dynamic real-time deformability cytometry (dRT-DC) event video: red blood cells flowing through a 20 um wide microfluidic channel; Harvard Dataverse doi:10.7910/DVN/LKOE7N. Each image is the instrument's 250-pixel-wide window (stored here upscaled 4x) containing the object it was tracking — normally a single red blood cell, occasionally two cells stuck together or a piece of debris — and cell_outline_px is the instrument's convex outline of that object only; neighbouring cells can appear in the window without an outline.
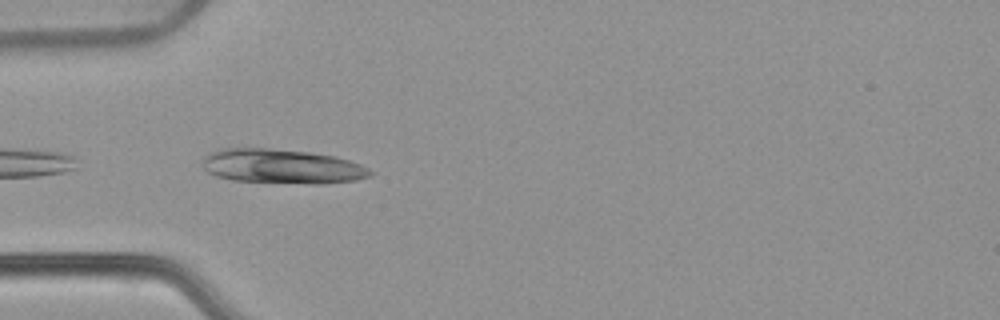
{"species": "common noctule bat (a hibernating species)", "species_latin": "Nyctalus noctula", "temperature_condition": "warm", "stored_images_in_passage": 22, "camera_frame_rate_fps": 3000, "um_per_image_px": 0.085, "animal": {"sex": "female", "body_mass_g": 22.7, "forearm_length_mm": 54.2}, "frame": {"image": 1, "passage_image": 2, "time_ms": 0.333, "image_size_px": [1000, 320], "cell_outline_px": [[372, 176], [356, 180], [320, 184], [316, 184], [232, 180], [216, 176], [208, 172], [204, 168], [204, 156], [220, 148], [268, 148], [308, 152], [336, 156], [360, 164], [368, 168], [372, 172]], "centroid_in_image_um": [23.98, 14.14], "position_along_channel_um": 61.0, "area_um2": 33.58}}
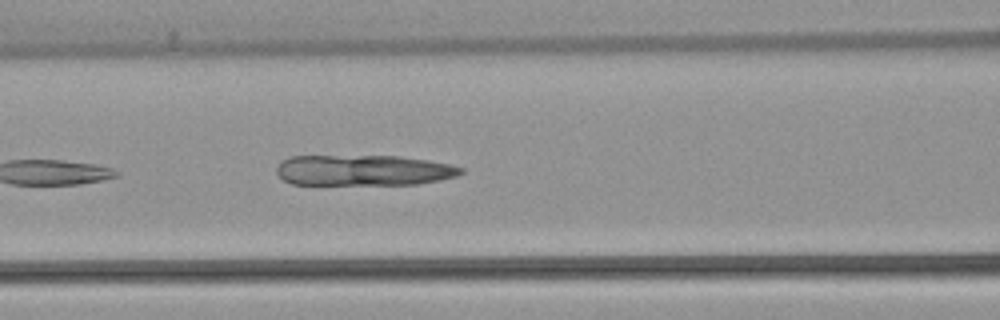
{"frame": {"image": 2, "passage_image": 8, "time_ms": 2.333, "image_size_px": [1000, 320], "cell_outline_px": [[464, 172], [456, 176], [440, 180], [416, 184], [292, 184], [284, 180], [276, 172], [276, 168], [284, 160], [292, 156], [400, 156], [428, 160], [448, 164], [464, 168]], "centroid_in_image_um": [30.92, 14.47], "position_along_channel_um": 135.7, "area_um2": 32.83}}
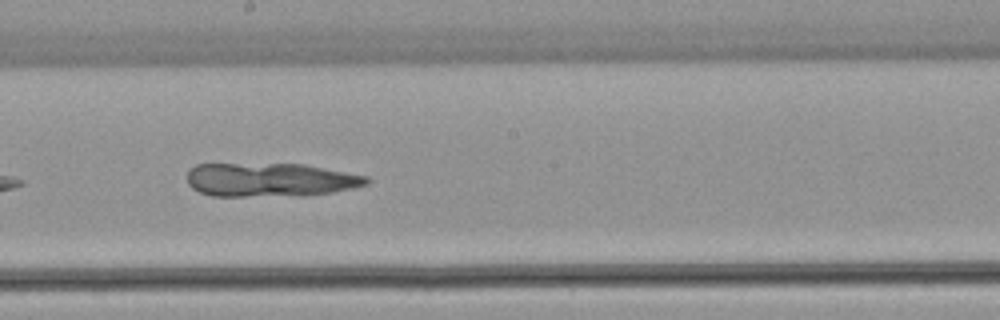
{"frame": {"image": 3, "passage_image": 15, "time_ms": 4.667, "image_size_px": [1000, 320], "cell_outline_px": [[372, 180], [368, 184], [352, 188], [332, 192], [244, 196], [212, 196], [200, 192], [192, 188], [188, 184], [188, 172], [196, 164], [304, 164], [368, 176]], "centroid_in_image_um": [22.95, 15.26], "position_along_channel_um": 225.2, "area_um2": 34.62}}